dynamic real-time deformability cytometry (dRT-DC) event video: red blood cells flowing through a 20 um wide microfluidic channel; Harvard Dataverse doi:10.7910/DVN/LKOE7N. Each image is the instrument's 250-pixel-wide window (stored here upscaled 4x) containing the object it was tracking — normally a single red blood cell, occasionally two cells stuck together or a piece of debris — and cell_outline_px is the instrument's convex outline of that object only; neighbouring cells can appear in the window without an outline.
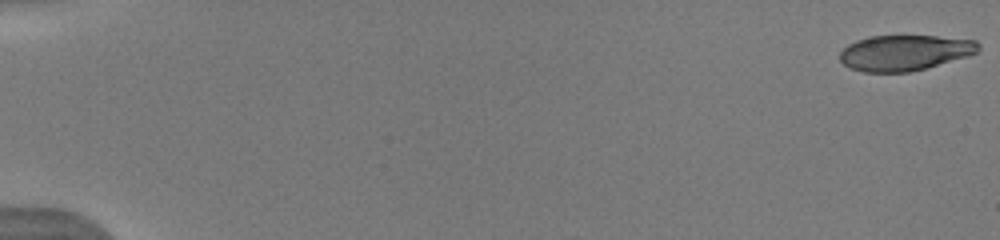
{"species": "human", "species_latin": "Homo sapiens", "temperature_condition": "warm", "stored_images_in_passage": 45, "camera_frame_rate_fps": 3000, "um_per_image_px": 0.085, "donor": {"sex": "male"}, "frame": {"image": 1, "passage_image": 1, "time_ms": 0.0, "image_size_px": [1000, 240], "cell_outline_px": [[980, 48], [976, 52], [968, 56], [924, 68], [908, 72], [864, 72], [852, 68], [844, 64], [840, 60], [840, 52], [848, 44], [856, 40], [868, 36], [936, 36], [976, 40], [980, 44]], "centroid_in_image_um": [76.89, 4.47], "position_along_channel_um": 8.1, "area_um2": 28.55}}
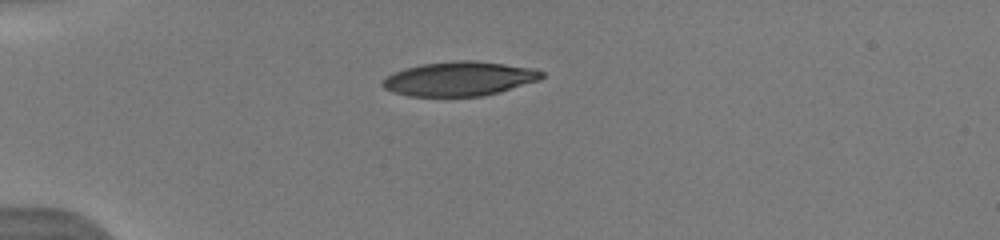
{"frame": {"image": 2, "passage_image": 18, "time_ms": 4.667, "image_size_px": [1000, 240], "cell_outline_px": [[544, 76], [540, 80], [500, 92], [484, 96], [408, 96], [392, 92], [384, 88], [380, 84], [380, 80], [392, 72], [404, 68], [420, 64], [452, 60], [476, 60], [536, 68], [544, 72]], "centroid_in_image_um": [39.03, 6.68], "position_along_channel_um": 46.0, "area_um2": 32.43}}
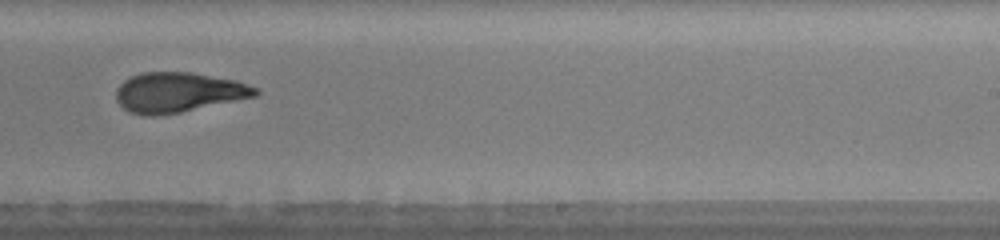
{"frame": {"image": 3, "passage_image": 40, "time_ms": 11.0, "image_size_px": [1000, 240], "cell_outline_px": [[260, 92], [256, 96], [180, 112], [156, 116], [144, 116], [128, 112], [116, 100], [116, 88], [124, 80], [140, 72], [192, 72], [236, 80], [260, 88]], "centroid_in_image_um": [15.15, 7.85], "position_along_channel_um": 273.8, "area_um2": 32.6}}